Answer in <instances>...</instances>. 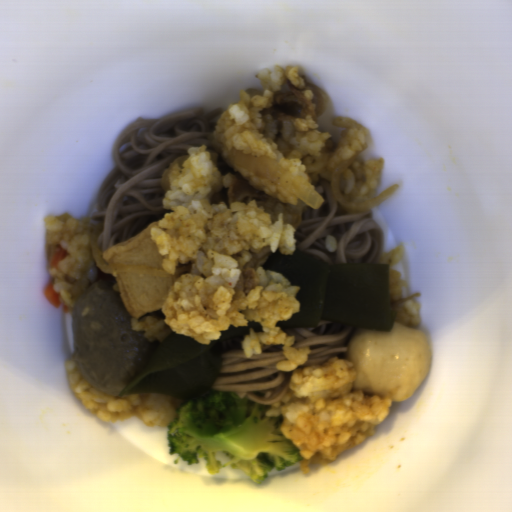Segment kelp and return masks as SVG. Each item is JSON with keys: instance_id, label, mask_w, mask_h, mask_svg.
Instances as JSON below:
<instances>
[{"instance_id": "obj_1", "label": "kelp", "mask_w": 512, "mask_h": 512, "mask_svg": "<svg viewBox=\"0 0 512 512\" xmlns=\"http://www.w3.org/2000/svg\"><path fill=\"white\" fill-rule=\"evenodd\" d=\"M380 260L353 264H330L316 254L295 247L290 255L279 247L261 266L282 275L295 294L299 310L281 329L315 328L320 321L374 331L393 330L395 302L390 301L389 267Z\"/></svg>"}, {"instance_id": "obj_2", "label": "kelp", "mask_w": 512, "mask_h": 512, "mask_svg": "<svg viewBox=\"0 0 512 512\" xmlns=\"http://www.w3.org/2000/svg\"><path fill=\"white\" fill-rule=\"evenodd\" d=\"M251 328L254 333H263L258 321L243 327L230 325L208 345L172 331L162 342L156 340L144 365L120 396L164 394L182 397L185 402L206 396L213 391L224 353L244 351L242 343Z\"/></svg>"}]
</instances>
